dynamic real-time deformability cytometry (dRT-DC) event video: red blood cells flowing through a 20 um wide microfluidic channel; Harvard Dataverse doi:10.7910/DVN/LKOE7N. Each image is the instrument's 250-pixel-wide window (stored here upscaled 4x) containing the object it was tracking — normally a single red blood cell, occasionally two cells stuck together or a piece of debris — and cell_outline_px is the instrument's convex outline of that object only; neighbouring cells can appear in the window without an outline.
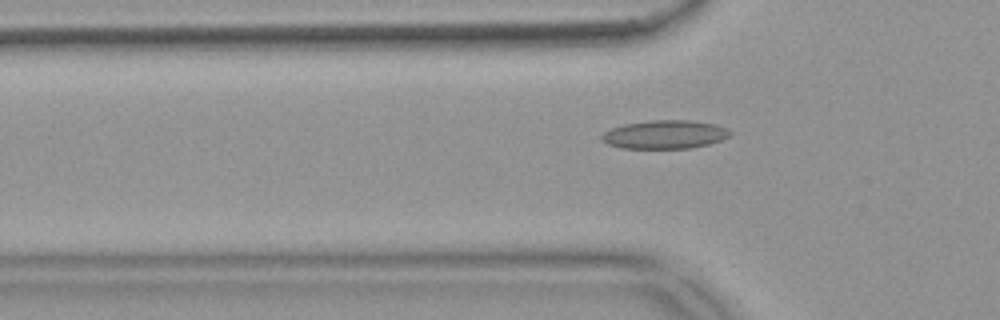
{"species": "common noctule bat (a hibernating species)", "species_latin": "Nyctalus noctula", "temperature_condition": "warm", "stored_images_in_passage": 49, "camera_frame_rate_fps": 3000, "um_per_image_px": 0.085, "animal": {"sex": "female", "body_mass_g": 18.4}, "frame": {"image": 1, "passage_image": 17, "time_ms": 5.333, "image_size_px": [1000, 320], "cell_outline_px": [[732, 132], [728, 136], [720, 140], [708, 144], [688, 148], [620, 148], [608, 144], [600, 140], [600, 136], [604, 132], [612, 128], [624, 124], [652, 120], [688, 120], [712, 124], [724, 128]], "centroid_in_image_um": [56.44, 11.43], "position_along_channel_um": 69.4, "area_um2": 21.04}}
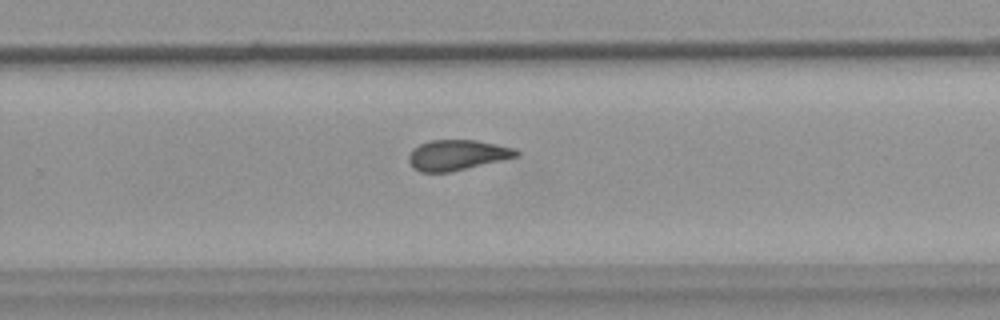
{"frame": {"image": 2, "passage_image": 35, "time_ms": 11.333, "image_size_px": [1000, 320], "cell_outline_px": [[520, 156], [452, 172], [420, 172], [412, 168], [408, 160], [408, 156], [412, 148], [420, 144], [432, 140], [476, 140], [516, 148], [520, 152]], "centroid_in_image_um": [38.87, 13.18], "position_along_channel_um": 290.9, "area_um2": 19.31}}
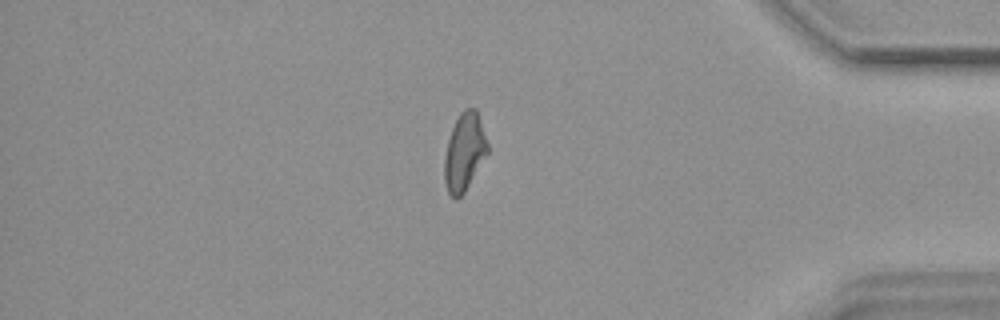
{"frame": {"image": 3, "passage_image": 46, "time_ms": 15.0, "image_size_px": [1000, 320], "cell_outline_px": [[488, 152], [464, 192], [456, 200], [448, 192], [444, 184], [444, 156], [448, 140], [452, 128], [460, 112], [464, 108], [476, 108], [488, 144]], "centroid_in_image_um": [39.45, 12.91], "position_along_channel_um": 395.7, "area_um2": 19.36}, "authors_computed_cell_mechanics": {"area_um2": 19.8254, "velocity_mm_per_s": 3.6975, "shape_relaxation_time_tau1_ms": null, "shape_relaxation_time_tau2_ms": 3.5896, "deformation_change_tau1": null, "deformation_change_tau2": 0.1017}}